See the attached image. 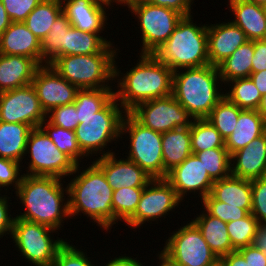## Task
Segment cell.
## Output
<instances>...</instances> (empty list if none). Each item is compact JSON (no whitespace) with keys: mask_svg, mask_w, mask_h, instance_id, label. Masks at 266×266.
Listing matches in <instances>:
<instances>
[{"mask_svg":"<svg viewBox=\"0 0 266 266\" xmlns=\"http://www.w3.org/2000/svg\"><path fill=\"white\" fill-rule=\"evenodd\" d=\"M63 182L66 183L58 177L23 174L14 199L25 210L15 217L62 230L64 220H70L68 186Z\"/></svg>","mask_w":266,"mask_h":266,"instance_id":"obj_1","label":"cell"},{"mask_svg":"<svg viewBox=\"0 0 266 266\" xmlns=\"http://www.w3.org/2000/svg\"><path fill=\"white\" fill-rule=\"evenodd\" d=\"M88 163L91 164H85L84 167L83 163L76 165L74 172L69 176H73L70 182H67L69 216L76 219V216L83 214L87 219L94 221V224L97 223L101 230L110 233L115 225L112 207L114 190L108 184L103 171L93 161Z\"/></svg>","mask_w":266,"mask_h":266,"instance_id":"obj_2","label":"cell"},{"mask_svg":"<svg viewBox=\"0 0 266 266\" xmlns=\"http://www.w3.org/2000/svg\"><path fill=\"white\" fill-rule=\"evenodd\" d=\"M138 58L126 73L114 63V97L127 113L138 104L172 94L174 72L153 54Z\"/></svg>","mask_w":266,"mask_h":266,"instance_id":"obj_3","label":"cell"},{"mask_svg":"<svg viewBox=\"0 0 266 266\" xmlns=\"http://www.w3.org/2000/svg\"><path fill=\"white\" fill-rule=\"evenodd\" d=\"M217 66L183 68L174 71L172 95L193 119H206L224 97Z\"/></svg>","mask_w":266,"mask_h":266,"instance_id":"obj_4","label":"cell"},{"mask_svg":"<svg viewBox=\"0 0 266 266\" xmlns=\"http://www.w3.org/2000/svg\"><path fill=\"white\" fill-rule=\"evenodd\" d=\"M192 17L193 15L183 16L167 41L153 53L173 72L210 64L207 47L208 24H196Z\"/></svg>","mask_w":266,"mask_h":266,"instance_id":"obj_5","label":"cell"},{"mask_svg":"<svg viewBox=\"0 0 266 266\" xmlns=\"http://www.w3.org/2000/svg\"><path fill=\"white\" fill-rule=\"evenodd\" d=\"M117 46L109 44L98 54L60 56L50 65L79 89L113 88L114 63L121 52Z\"/></svg>","mask_w":266,"mask_h":266,"instance_id":"obj_6","label":"cell"},{"mask_svg":"<svg viewBox=\"0 0 266 266\" xmlns=\"http://www.w3.org/2000/svg\"><path fill=\"white\" fill-rule=\"evenodd\" d=\"M126 113L113 97L100 111L92 116L79 117L75 135L81 151L88 158L95 155L97 158L98 155V157H101L116 152L109 146L114 141H116L115 144L122 139L121 127Z\"/></svg>","mask_w":266,"mask_h":266,"instance_id":"obj_7","label":"cell"},{"mask_svg":"<svg viewBox=\"0 0 266 266\" xmlns=\"http://www.w3.org/2000/svg\"><path fill=\"white\" fill-rule=\"evenodd\" d=\"M54 233L60 234L46 225L15 217L11 239L25 262L32 266H52L58 251L67 242L60 237L55 239Z\"/></svg>","mask_w":266,"mask_h":266,"instance_id":"obj_8","label":"cell"},{"mask_svg":"<svg viewBox=\"0 0 266 266\" xmlns=\"http://www.w3.org/2000/svg\"><path fill=\"white\" fill-rule=\"evenodd\" d=\"M129 140L126 158L135 162L152 179H163L162 134L143 126L126 113L121 127V138ZM128 134V135H126Z\"/></svg>","mask_w":266,"mask_h":266,"instance_id":"obj_9","label":"cell"},{"mask_svg":"<svg viewBox=\"0 0 266 266\" xmlns=\"http://www.w3.org/2000/svg\"><path fill=\"white\" fill-rule=\"evenodd\" d=\"M169 234L158 254L173 266H207L218 258L192 220Z\"/></svg>","mask_w":266,"mask_h":266,"instance_id":"obj_10","label":"cell"},{"mask_svg":"<svg viewBox=\"0 0 266 266\" xmlns=\"http://www.w3.org/2000/svg\"><path fill=\"white\" fill-rule=\"evenodd\" d=\"M25 156L27 158L24 157V161L30 158L29 163H26L28 167L22 165V169H27L26 173H23L26 175L53 176L64 180L68 176V181L77 165L68 155L58 150L40 127L30 131Z\"/></svg>","mask_w":266,"mask_h":266,"instance_id":"obj_11","label":"cell"},{"mask_svg":"<svg viewBox=\"0 0 266 266\" xmlns=\"http://www.w3.org/2000/svg\"><path fill=\"white\" fill-rule=\"evenodd\" d=\"M140 28L141 48L138 54H153L174 32L183 15L167 8L142 1L130 10ZM140 22V23H139Z\"/></svg>","mask_w":266,"mask_h":266,"instance_id":"obj_12","label":"cell"},{"mask_svg":"<svg viewBox=\"0 0 266 266\" xmlns=\"http://www.w3.org/2000/svg\"><path fill=\"white\" fill-rule=\"evenodd\" d=\"M182 202L166 179H152L144 187L135 214L125 224L135 230L147 222L158 224L159 218L165 220L166 215L175 212Z\"/></svg>","mask_w":266,"mask_h":266,"instance_id":"obj_13","label":"cell"},{"mask_svg":"<svg viewBox=\"0 0 266 266\" xmlns=\"http://www.w3.org/2000/svg\"><path fill=\"white\" fill-rule=\"evenodd\" d=\"M129 113L143 126L161 134L190 126L193 121L172 94L138 104Z\"/></svg>","mask_w":266,"mask_h":266,"instance_id":"obj_14","label":"cell"},{"mask_svg":"<svg viewBox=\"0 0 266 266\" xmlns=\"http://www.w3.org/2000/svg\"><path fill=\"white\" fill-rule=\"evenodd\" d=\"M45 120L46 113L32 84L0 93V121L38 128Z\"/></svg>","mask_w":266,"mask_h":266,"instance_id":"obj_15","label":"cell"},{"mask_svg":"<svg viewBox=\"0 0 266 266\" xmlns=\"http://www.w3.org/2000/svg\"><path fill=\"white\" fill-rule=\"evenodd\" d=\"M176 191L177 196L183 201L195 193L202 201L211 193L212 185L215 182L205 170L202 162L191 154L183 163L175 166L168 172L165 178Z\"/></svg>","mask_w":266,"mask_h":266,"instance_id":"obj_16","label":"cell"},{"mask_svg":"<svg viewBox=\"0 0 266 266\" xmlns=\"http://www.w3.org/2000/svg\"><path fill=\"white\" fill-rule=\"evenodd\" d=\"M42 109L47 114L55 107L72 104L79 88L61 77L49 65H41L32 80Z\"/></svg>","mask_w":266,"mask_h":266,"instance_id":"obj_17","label":"cell"},{"mask_svg":"<svg viewBox=\"0 0 266 266\" xmlns=\"http://www.w3.org/2000/svg\"><path fill=\"white\" fill-rule=\"evenodd\" d=\"M116 152L93 158V162L103 171L113 190L123 188H144L152 178L135 162L117 157Z\"/></svg>","mask_w":266,"mask_h":266,"instance_id":"obj_18","label":"cell"},{"mask_svg":"<svg viewBox=\"0 0 266 266\" xmlns=\"http://www.w3.org/2000/svg\"><path fill=\"white\" fill-rule=\"evenodd\" d=\"M248 40L246 34L230 20L207 25V47L210 65L218 66Z\"/></svg>","mask_w":266,"mask_h":266,"instance_id":"obj_19","label":"cell"},{"mask_svg":"<svg viewBox=\"0 0 266 266\" xmlns=\"http://www.w3.org/2000/svg\"><path fill=\"white\" fill-rule=\"evenodd\" d=\"M62 7L71 25L78 30L103 33L105 26L109 25L108 8L94 0H69Z\"/></svg>","mask_w":266,"mask_h":266,"instance_id":"obj_20","label":"cell"},{"mask_svg":"<svg viewBox=\"0 0 266 266\" xmlns=\"http://www.w3.org/2000/svg\"><path fill=\"white\" fill-rule=\"evenodd\" d=\"M231 175L248 180L266 176V132L231 155Z\"/></svg>","mask_w":266,"mask_h":266,"instance_id":"obj_21","label":"cell"},{"mask_svg":"<svg viewBox=\"0 0 266 266\" xmlns=\"http://www.w3.org/2000/svg\"><path fill=\"white\" fill-rule=\"evenodd\" d=\"M0 54L30 57L41 66V40L24 22H12L0 36Z\"/></svg>","mask_w":266,"mask_h":266,"instance_id":"obj_22","label":"cell"},{"mask_svg":"<svg viewBox=\"0 0 266 266\" xmlns=\"http://www.w3.org/2000/svg\"><path fill=\"white\" fill-rule=\"evenodd\" d=\"M39 67L30 57L0 54V93L31 84Z\"/></svg>","mask_w":266,"mask_h":266,"instance_id":"obj_23","label":"cell"},{"mask_svg":"<svg viewBox=\"0 0 266 266\" xmlns=\"http://www.w3.org/2000/svg\"><path fill=\"white\" fill-rule=\"evenodd\" d=\"M227 1L231 16H234L230 21L246 34L248 40H262L266 30V16L262 6L244 0Z\"/></svg>","mask_w":266,"mask_h":266,"instance_id":"obj_24","label":"cell"},{"mask_svg":"<svg viewBox=\"0 0 266 266\" xmlns=\"http://www.w3.org/2000/svg\"><path fill=\"white\" fill-rule=\"evenodd\" d=\"M235 127L225 139V147L230 155L263 135L266 132V120L258 113V110L242 109Z\"/></svg>","mask_w":266,"mask_h":266,"instance_id":"obj_25","label":"cell"},{"mask_svg":"<svg viewBox=\"0 0 266 266\" xmlns=\"http://www.w3.org/2000/svg\"><path fill=\"white\" fill-rule=\"evenodd\" d=\"M162 148L163 179H165L169 171L192 154L190 126L162 133Z\"/></svg>","mask_w":266,"mask_h":266,"instance_id":"obj_26","label":"cell"},{"mask_svg":"<svg viewBox=\"0 0 266 266\" xmlns=\"http://www.w3.org/2000/svg\"><path fill=\"white\" fill-rule=\"evenodd\" d=\"M210 194L220 202L238 206L251 213V180L230 175L221 180H216L212 185Z\"/></svg>","mask_w":266,"mask_h":266,"instance_id":"obj_27","label":"cell"},{"mask_svg":"<svg viewBox=\"0 0 266 266\" xmlns=\"http://www.w3.org/2000/svg\"><path fill=\"white\" fill-rule=\"evenodd\" d=\"M198 214L192 221L199 228L203 238L218 258L236 251L231 244L227 223L210 215L204 208Z\"/></svg>","mask_w":266,"mask_h":266,"instance_id":"obj_28","label":"cell"},{"mask_svg":"<svg viewBox=\"0 0 266 266\" xmlns=\"http://www.w3.org/2000/svg\"><path fill=\"white\" fill-rule=\"evenodd\" d=\"M32 129L28 124L0 121V157L23 164L27 139Z\"/></svg>","mask_w":266,"mask_h":266,"instance_id":"obj_29","label":"cell"},{"mask_svg":"<svg viewBox=\"0 0 266 266\" xmlns=\"http://www.w3.org/2000/svg\"><path fill=\"white\" fill-rule=\"evenodd\" d=\"M100 34L102 33L84 32L71 26L65 33L64 45H61V56L98 54L109 44L115 43Z\"/></svg>","mask_w":266,"mask_h":266,"instance_id":"obj_30","label":"cell"},{"mask_svg":"<svg viewBox=\"0 0 266 266\" xmlns=\"http://www.w3.org/2000/svg\"><path fill=\"white\" fill-rule=\"evenodd\" d=\"M253 54L254 41L249 40L217 66L224 86L234 79L250 77Z\"/></svg>","mask_w":266,"mask_h":266,"instance_id":"obj_31","label":"cell"},{"mask_svg":"<svg viewBox=\"0 0 266 266\" xmlns=\"http://www.w3.org/2000/svg\"><path fill=\"white\" fill-rule=\"evenodd\" d=\"M63 12L61 4L42 0L24 21L27 28L41 41L47 36L56 18Z\"/></svg>","mask_w":266,"mask_h":266,"instance_id":"obj_32","label":"cell"},{"mask_svg":"<svg viewBox=\"0 0 266 266\" xmlns=\"http://www.w3.org/2000/svg\"><path fill=\"white\" fill-rule=\"evenodd\" d=\"M225 88L224 96L240 109L258 110L262 95L250 77L229 81Z\"/></svg>","mask_w":266,"mask_h":266,"instance_id":"obj_33","label":"cell"},{"mask_svg":"<svg viewBox=\"0 0 266 266\" xmlns=\"http://www.w3.org/2000/svg\"><path fill=\"white\" fill-rule=\"evenodd\" d=\"M190 133L192 154L213 148H226L225 139L207 119H193Z\"/></svg>","mask_w":266,"mask_h":266,"instance_id":"obj_34","label":"cell"},{"mask_svg":"<svg viewBox=\"0 0 266 266\" xmlns=\"http://www.w3.org/2000/svg\"><path fill=\"white\" fill-rule=\"evenodd\" d=\"M71 26L63 12L56 18L47 36L41 41V65H50L61 56V45H64L65 33Z\"/></svg>","mask_w":266,"mask_h":266,"instance_id":"obj_35","label":"cell"},{"mask_svg":"<svg viewBox=\"0 0 266 266\" xmlns=\"http://www.w3.org/2000/svg\"><path fill=\"white\" fill-rule=\"evenodd\" d=\"M40 128L48 135L58 150L68 155L77 165L81 164L84 158L89 159L81 151L75 131L50 124L47 120L40 124Z\"/></svg>","mask_w":266,"mask_h":266,"instance_id":"obj_36","label":"cell"},{"mask_svg":"<svg viewBox=\"0 0 266 266\" xmlns=\"http://www.w3.org/2000/svg\"><path fill=\"white\" fill-rule=\"evenodd\" d=\"M114 88L79 89L73 102L79 117L92 116L100 111L113 97Z\"/></svg>","mask_w":266,"mask_h":266,"instance_id":"obj_37","label":"cell"},{"mask_svg":"<svg viewBox=\"0 0 266 266\" xmlns=\"http://www.w3.org/2000/svg\"><path fill=\"white\" fill-rule=\"evenodd\" d=\"M240 109L225 96L216 104L206 118L226 139L236 128Z\"/></svg>","mask_w":266,"mask_h":266,"instance_id":"obj_38","label":"cell"},{"mask_svg":"<svg viewBox=\"0 0 266 266\" xmlns=\"http://www.w3.org/2000/svg\"><path fill=\"white\" fill-rule=\"evenodd\" d=\"M209 176L221 180L231 175V155L226 148H213L195 153Z\"/></svg>","mask_w":266,"mask_h":266,"instance_id":"obj_39","label":"cell"},{"mask_svg":"<svg viewBox=\"0 0 266 266\" xmlns=\"http://www.w3.org/2000/svg\"><path fill=\"white\" fill-rule=\"evenodd\" d=\"M144 188H119L113 191L112 207L115 224H124L135 214Z\"/></svg>","mask_w":266,"mask_h":266,"instance_id":"obj_40","label":"cell"},{"mask_svg":"<svg viewBox=\"0 0 266 266\" xmlns=\"http://www.w3.org/2000/svg\"><path fill=\"white\" fill-rule=\"evenodd\" d=\"M258 225L259 222L251 213H248L242 219L228 222L227 231L232 247L238 250L242 247L252 245Z\"/></svg>","mask_w":266,"mask_h":266,"instance_id":"obj_41","label":"cell"},{"mask_svg":"<svg viewBox=\"0 0 266 266\" xmlns=\"http://www.w3.org/2000/svg\"><path fill=\"white\" fill-rule=\"evenodd\" d=\"M200 203L210 215L221 219L225 223L242 219L248 214L245 209L220 202L211 194L206 196Z\"/></svg>","mask_w":266,"mask_h":266,"instance_id":"obj_42","label":"cell"},{"mask_svg":"<svg viewBox=\"0 0 266 266\" xmlns=\"http://www.w3.org/2000/svg\"><path fill=\"white\" fill-rule=\"evenodd\" d=\"M77 247L67 241L58 251L52 266H99L95 265L96 261L88 257L87 250H80Z\"/></svg>","mask_w":266,"mask_h":266,"instance_id":"obj_43","label":"cell"},{"mask_svg":"<svg viewBox=\"0 0 266 266\" xmlns=\"http://www.w3.org/2000/svg\"><path fill=\"white\" fill-rule=\"evenodd\" d=\"M21 167L22 163L0 157V189L2 192L5 193L6 191L7 193L10 190L15 192L17 190L23 177L22 172H25L21 170ZM11 187L15 190L11 189Z\"/></svg>","mask_w":266,"mask_h":266,"instance_id":"obj_44","label":"cell"},{"mask_svg":"<svg viewBox=\"0 0 266 266\" xmlns=\"http://www.w3.org/2000/svg\"><path fill=\"white\" fill-rule=\"evenodd\" d=\"M46 120L50 124L72 131H75L79 124L74 103L53 108L46 114Z\"/></svg>","mask_w":266,"mask_h":266,"instance_id":"obj_45","label":"cell"},{"mask_svg":"<svg viewBox=\"0 0 266 266\" xmlns=\"http://www.w3.org/2000/svg\"><path fill=\"white\" fill-rule=\"evenodd\" d=\"M251 214L259 223H266V176L251 180Z\"/></svg>","mask_w":266,"mask_h":266,"instance_id":"obj_46","label":"cell"},{"mask_svg":"<svg viewBox=\"0 0 266 266\" xmlns=\"http://www.w3.org/2000/svg\"><path fill=\"white\" fill-rule=\"evenodd\" d=\"M42 0H1L12 22H24Z\"/></svg>","mask_w":266,"mask_h":266,"instance_id":"obj_47","label":"cell"},{"mask_svg":"<svg viewBox=\"0 0 266 266\" xmlns=\"http://www.w3.org/2000/svg\"><path fill=\"white\" fill-rule=\"evenodd\" d=\"M7 194L10 195L5 192V194L0 196V240L6 235H9L11 238L15 219V212L11 214L10 210V205H12V202H9L11 201V195L9 197Z\"/></svg>","mask_w":266,"mask_h":266,"instance_id":"obj_48","label":"cell"},{"mask_svg":"<svg viewBox=\"0 0 266 266\" xmlns=\"http://www.w3.org/2000/svg\"><path fill=\"white\" fill-rule=\"evenodd\" d=\"M149 4L173 9L183 16L193 15L194 0H144ZM192 11V12H191Z\"/></svg>","mask_w":266,"mask_h":266,"instance_id":"obj_49","label":"cell"},{"mask_svg":"<svg viewBox=\"0 0 266 266\" xmlns=\"http://www.w3.org/2000/svg\"><path fill=\"white\" fill-rule=\"evenodd\" d=\"M237 251L244 257L249 266H266V254L253 245L242 247Z\"/></svg>","mask_w":266,"mask_h":266,"instance_id":"obj_50","label":"cell"},{"mask_svg":"<svg viewBox=\"0 0 266 266\" xmlns=\"http://www.w3.org/2000/svg\"><path fill=\"white\" fill-rule=\"evenodd\" d=\"M251 62L252 72L266 70V43L263 40H254V54Z\"/></svg>","mask_w":266,"mask_h":266,"instance_id":"obj_51","label":"cell"},{"mask_svg":"<svg viewBox=\"0 0 266 266\" xmlns=\"http://www.w3.org/2000/svg\"><path fill=\"white\" fill-rule=\"evenodd\" d=\"M138 258H134L133 256H127L123 254L121 256L116 255L113 259L108 260L107 263H103L104 266H145V262H141ZM106 264V265H105ZM148 266V265H146Z\"/></svg>","mask_w":266,"mask_h":266,"instance_id":"obj_52","label":"cell"},{"mask_svg":"<svg viewBox=\"0 0 266 266\" xmlns=\"http://www.w3.org/2000/svg\"><path fill=\"white\" fill-rule=\"evenodd\" d=\"M252 245L266 254V223H259Z\"/></svg>","mask_w":266,"mask_h":266,"instance_id":"obj_53","label":"cell"},{"mask_svg":"<svg viewBox=\"0 0 266 266\" xmlns=\"http://www.w3.org/2000/svg\"><path fill=\"white\" fill-rule=\"evenodd\" d=\"M226 266H249L244 257L236 250L221 257Z\"/></svg>","mask_w":266,"mask_h":266,"instance_id":"obj_54","label":"cell"},{"mask_svg":"<svg viewBox=\"0 0 266 266\" xmlns=\"http://www.w3.org/2000/svg\"><path fill=\"white\" fill-rule=\"evenodd\" d=\"M250 78L258 88L260 94L263 96L266 94V70L260 72H251Z\"/></svg>","mask_w":266,"mask_h":266,"instance_id":"obj_55","label":"cell"},{"mask_svg":"<svg viewBox=\"0 0 266 266\" xmlns=\"http://www.w3.org/2000/svg\"><path fill=\"white\" fill-rule=\"evenodd\" d=\"M11 23L12 21L9 18L8 13L6 12V9L0 0V36Z\"/></svg>","mask_w":266,"mask_h":266,"instance_id":"obj_56","label":"cell"},{"mask_svg":"<svg viewBox=\"0 0 266 266\" xmlns=\"http://www.w3.org/2000/svg\"><path fill=\"white\" fill-rule=\"evenodd\" d=\"M142 1L144 0H110V9H114L112 7H114V5L118 6H127L128 10L130 11L133 7L137 6L138 4H140ZM114 3V5H113Z\"/></svg>","mask_w":266,"mask_h":266,"instance_id":"obj_57","label":"cell"},{"mask_svg":"<svg viewBox=\"0 0 266 266\" xmlns=\"http://www.w3.org/2000/svg\"><path fill=\"white\" fill-rule=\"evenodd\" d=\"M258 113L266 120V94L261 97Z\"/></svg>","mask_w":266,"mask_h":266,"instance_id":"obj_58","label":"cell"},{"mask_svg":"<svg viewBox=\"0 0 266 266\" xmlns=\"http://www.w3.org/2000/svg\"><path fill=\"white\" fill-rule=\"evenodd\" d=\"M159 262L157 263V266H173L169 262H167L162 256L159 254H156ZM159 264V265H158Z\"/></svg>","mask_w":266,"mask_h":266,"instance_id":"obj_59","label":"cell"},{"mask_svg":"<svg viewBox=\"0 0 266 266\" xmlns=\"http://www.w3.org/2000/svg\"><path fill=\"white\" fill-rule=\"evenodd\" d=\"M207 266H226L222 258H217L214 262Z\"/></svg>","mask_w":266,"mask_h":266,"instance_id":"obj_60","label":"cell"},{"mask_svg":"<svg viewBox=\"0 0 266 266\" xmlns=\"http://www.w3.org/2000/svg\"><path fill=\"white\" fill-rule=\"evenodd\" d=\"M244 1L255 3V4H258L260 6H263L266 4V0H244Z\"/></svg>","mask_w":266,"mask_h":266,"instance_id":"obj_61","label":"cell"},{"mask_svg":"<svg viewBox=\"0 0 266 266\" xmlns=\"http://www.w3.org/2000/svg\"><path fill=\"white\" fill-rule=\"evenodd\" d=\"M94 1L105 5L108 8V10L110 9V0H94Z\"/></svg>","mask_w":266,"mask_h":266,"instance_id":"obj_62","label":"cell"},{"mask_svg":"<svg viewBox=\"0 0 266 266\" xmlns=\"http://www.w3.org/2000/svg\"><path fill=\"white\" fill-rule=\"evenodd\" d=\"M53 2L59 3L61 5H63L65 2L69 1V0H51Z\"/></svg>","mask_w":266,"mask_h":266,"instance_id":"obj_63","label":"cell"},{"mask_svg":"<svg viewBox=\"0 0 266 266\" xmlns=\"http://www.w3.org/2000/svg\"><path fill=\"white\" fill-rule=\"evenodd\" d=\"M263 10H264V14L266 16V4L262 6Z\"/></svg>","mask_w":266,"mask_h":266,"instance_id":"obj_64","label":"cell"}]
</instances>
